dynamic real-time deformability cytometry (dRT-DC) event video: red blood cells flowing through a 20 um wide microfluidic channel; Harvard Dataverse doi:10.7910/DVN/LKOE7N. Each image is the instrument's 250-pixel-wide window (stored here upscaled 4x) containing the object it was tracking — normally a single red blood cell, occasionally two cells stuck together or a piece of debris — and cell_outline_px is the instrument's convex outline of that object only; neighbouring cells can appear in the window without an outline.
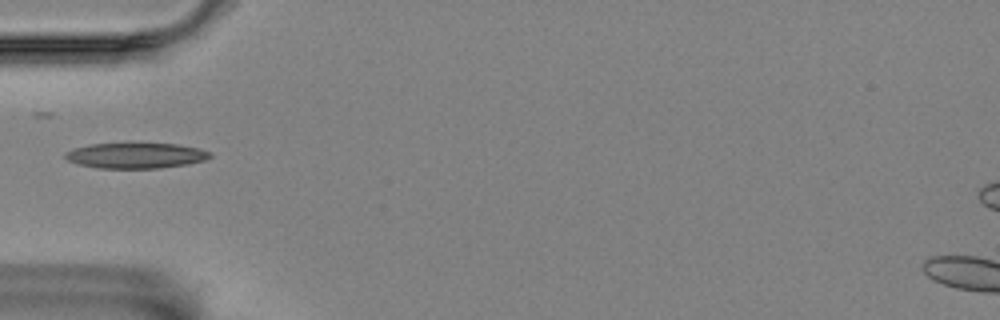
{"species": "Egyptian fruit bat (a non-hibernating species)", "species_latin": "Rousettus aegyptiacus", "temperature_condition": "room temperature", "stored_images_in_passage": 12, "camera_frame_rate_fps": 3000, "um_per_image_px": 0.085, "animal": {"sex": "female"}, "frame": {"image": 1, "passage_image": 1, "time_ms": 0.0, "image_size_px": [1000, 320], "cell_outline_px": [[212, 156], [204, 160], [188, 164], [160, 168], [96, 168], [80, 164], [68, 160], [64, 156], [64, 152], [76, 148], [92, 144], [176, 144], [200, 148], [212, 152]], "centroid_in_image_um": [11.58, 13.23], "position_along_channel_um": 73.4, "area_um2": 21.33}}
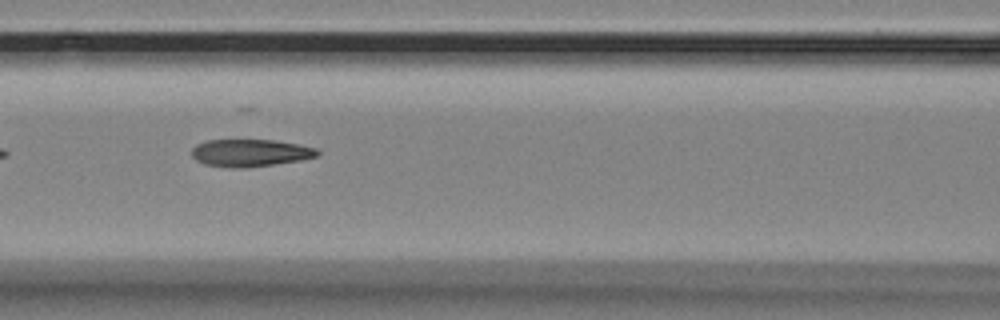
{"frame": {"image": 2, "passage_image": 7, "time_ms": 2.0, "image_size_px": [1000, 320], "cell_outline_px": [[320, 152], [316, 156], [300, 160], [244, 168], [232, 168], [204, 164], [196, 160], [192, 156], [192, 148], [196, 144], [208, 140], [276, 140], [316, 148]], "centroid_in_image_um": [21.23, 12.99], "position_along_channel_um": 145.4, "area_um2": 19.88}}
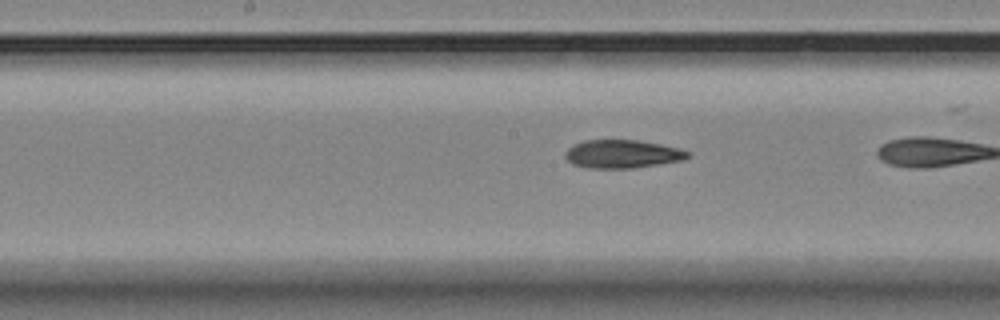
{"frame": {"image": 3, "passage_image": 9, "time_ms": 2.667, "image_size_px": [1000, 320], "cell_outline_px": [[692, 156], [680, 160], [632, 168], [588, 168], [572, 164], [564, 156], [564, 152], [568, 148], [584, 140], [636, 140], [660, 144], [692, 152]], "centroid_in_image_um": [52.87, 13.09], "position_along_channel_um": 195.3, "area_um2": 20.0}}